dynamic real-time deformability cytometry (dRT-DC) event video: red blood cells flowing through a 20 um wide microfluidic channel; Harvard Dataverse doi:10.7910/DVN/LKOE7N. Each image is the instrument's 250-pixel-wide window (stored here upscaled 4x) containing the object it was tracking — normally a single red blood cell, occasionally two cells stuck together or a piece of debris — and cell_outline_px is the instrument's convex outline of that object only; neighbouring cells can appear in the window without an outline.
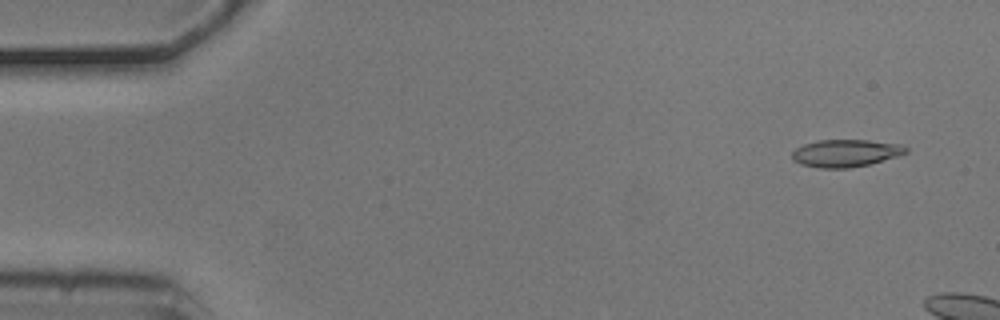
{"species": "common noctule bat (a hibernating species)", "species_latin": "Nyctalus noctula", "temperature_condition": "cold", "stored_images_in_passage": 3, "camera_frame_rate_fps": 3000, "um_per_image_px": 0.085, "animal": {"sex": "male", "body_mass_g": 20.5, "forearm_length_mm": 52.5}, "frame": {"image": 1, "passage_image": 1, "time_ms": 0.0, "image_size_px": [1000, 320], "cell_outline_px": [[908, 152], [900, 156], [868, 164], [848, 168], [820, 168], [800, 164], [792, 160], [792, 152], [796, 148], [804, 144], [816, 140], [868, 140], [900, 144], [908, 148]], "centroid_in_image_um": [71.88, 13.01], "position_along_channel_um": 13.1, "area_um2": 18.26}}